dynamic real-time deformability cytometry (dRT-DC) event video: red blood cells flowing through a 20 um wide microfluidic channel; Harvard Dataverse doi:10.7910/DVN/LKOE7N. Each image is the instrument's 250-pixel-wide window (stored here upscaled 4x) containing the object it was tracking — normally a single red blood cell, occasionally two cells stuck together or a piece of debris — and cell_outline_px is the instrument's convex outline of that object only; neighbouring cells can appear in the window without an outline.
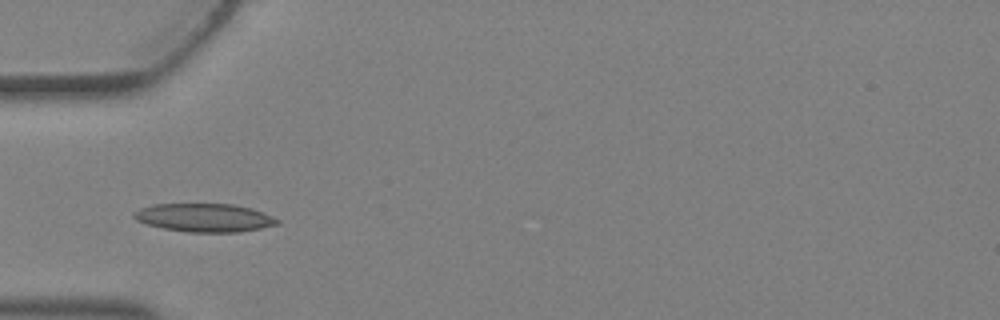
{"species": "Egyptian fruit bat (a non-hibernating species)", "species_latin": "Rousettus aegyptiacus", "temperature_condition": "warm", "stored_images_in_passage": 4, "camera_frame_rate_fps": 3000, "um_per_image_px": 0.085, "animal": {"sex": "female"}, "frame": {"image": 1, "passage_image": 4, "time_ms": 1.0, "image_size_px": [1000, 320], "cell_outline_px": [[280, 220], [276, 224], [260, 228], [240, 232], [188, 232], [164, 228], [148, 224], [136, 220], [132, 216], [132, 212], [140, 208], [152, 204], [232, 204], [264, 212]], "centroid_in_image_um": [17.34, 18.5], "position_along_channel_um": 67.7, "area_um2": 23.52}}